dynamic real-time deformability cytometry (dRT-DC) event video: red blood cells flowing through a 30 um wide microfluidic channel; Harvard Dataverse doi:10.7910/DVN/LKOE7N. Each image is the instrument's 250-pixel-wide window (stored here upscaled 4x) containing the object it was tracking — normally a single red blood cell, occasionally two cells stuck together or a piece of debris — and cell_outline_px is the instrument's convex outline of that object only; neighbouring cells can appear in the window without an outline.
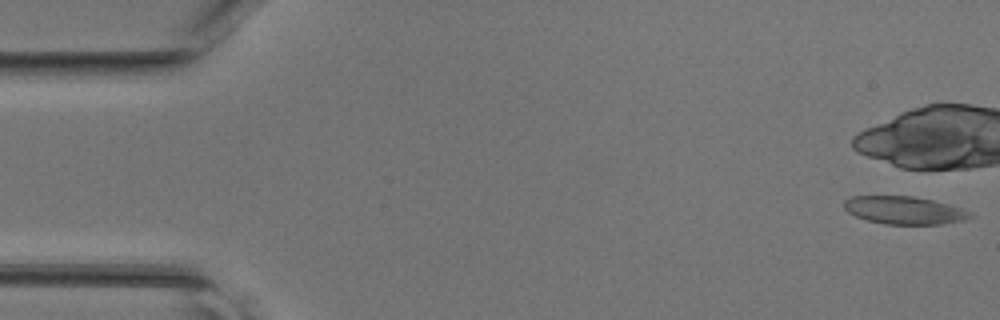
{"species": "common noctule bat (a hibernating species)", "species_latin": "Nyctalus noctula", "temperature_condition": "room temperature", "stored_images_in_passage": 5, "camera_frame_rate_fps": 3000, "um_per_image_px": 0.085, "animal": {"sex": "female", "body_mass_g": 17.0, "forearm_length_mm": 48.0}, "frame": {"image": 1, "passage_image": 1, "time_ms": 0.0, "image_size_px": [1000, 320], "cell_outline_px": [[972, 216], [964, 220], [940, 224], [884, 224], [868, 220], [856, 216], [848, 212], [844, 208], [844, 200], [852, 196], [912, 196], [932, 200], [960, 208], [968, 212]], "centroid_in_image_um": [76.81, 17.87], "position_along_channel_um": 8.2, "area_um2": 20.11}}